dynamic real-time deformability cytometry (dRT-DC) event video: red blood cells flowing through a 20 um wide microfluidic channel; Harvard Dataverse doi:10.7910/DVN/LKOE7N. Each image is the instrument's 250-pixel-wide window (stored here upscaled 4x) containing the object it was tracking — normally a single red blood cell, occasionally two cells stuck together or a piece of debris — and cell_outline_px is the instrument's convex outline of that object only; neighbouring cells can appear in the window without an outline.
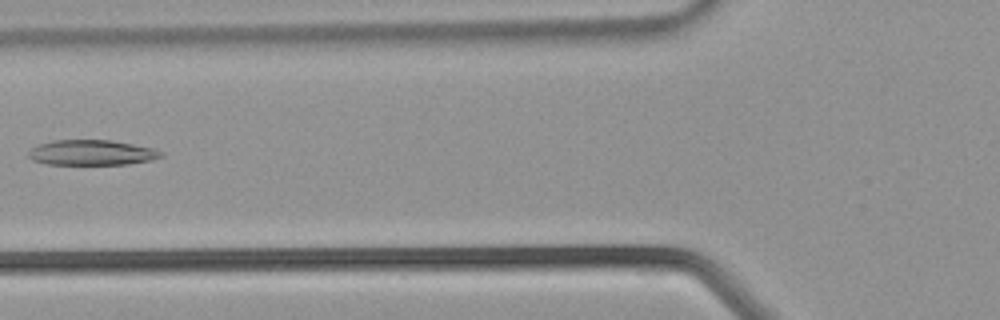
{"species": "common noctule bat (a hibernating species)", "species_latin": "Nyctalus noctula", "temperature_condition": "warm", "stored_images_in_passage": 37, "camera_frame_rate_fps": 3000, "um_per_image_px": 0.085, "animal": {"sex": "male", "body_mass_g": 21.5, "forearm_length_mm": 52.0}, "frame": {"image": 1, "passage_image": 14, "time_ms": 4.333, "image_size_px": [1000, 320], "cell_outline_px": [[164, 156], [152, 160], [128, 164], [48, 164], [32, 160], [28, 156], [28, 152], [32, 148], [40, 144], [52, 140], [112, 140], [152, 148], [164, 152]], "centroid_in_image_um": [7.82, 12.97], "position_along_channel_um": 118.0, "area_um2": 19.48}}
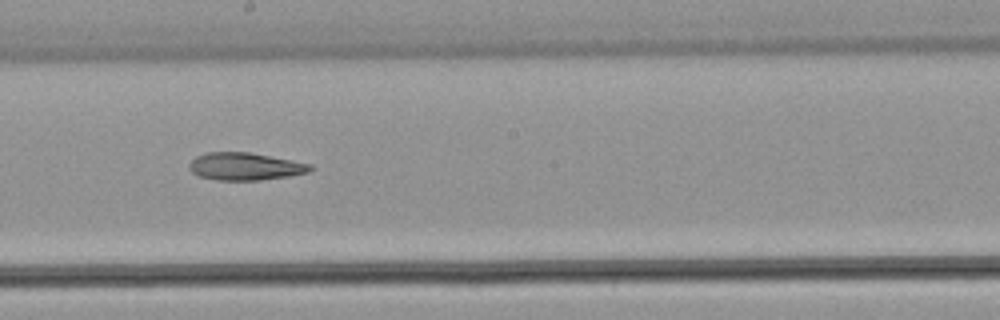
{"frame": {"image": 2, "passage_image": 20, "time_ms": 6.333, "image_size_px": [1000, 320], "cell_outline_px": [[316, 168], [308, 172], [288, 176], [260, 180], [216, 180], [196, 176], [188, 168], [188, 164], [196, 156], [208, 152], [248, 152], [312, 164]], "centroid_in_image_um": [20.81, 14.15], "position_along_channel_um": 227.4, "area_um2": 19.48}}
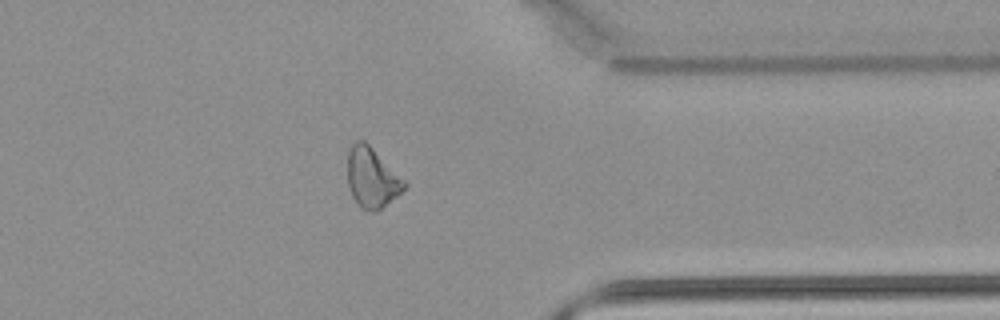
{"frame": {"image": 3, "passage_image": 29, "time_ms": 9.333, "image_size_px": [1000, 320], "cell_outline_px": [[408, 184], [396, 196], [376, 212], [372, 212], [360, 208], [352, 196], [348, 184], [348, 152], [352, 144], [356, 140], [364, 140]], "centroid_in_image_um": [31.58, 15.12], "position_along_channel_um": 379.8, "area_um2": 19.48}}